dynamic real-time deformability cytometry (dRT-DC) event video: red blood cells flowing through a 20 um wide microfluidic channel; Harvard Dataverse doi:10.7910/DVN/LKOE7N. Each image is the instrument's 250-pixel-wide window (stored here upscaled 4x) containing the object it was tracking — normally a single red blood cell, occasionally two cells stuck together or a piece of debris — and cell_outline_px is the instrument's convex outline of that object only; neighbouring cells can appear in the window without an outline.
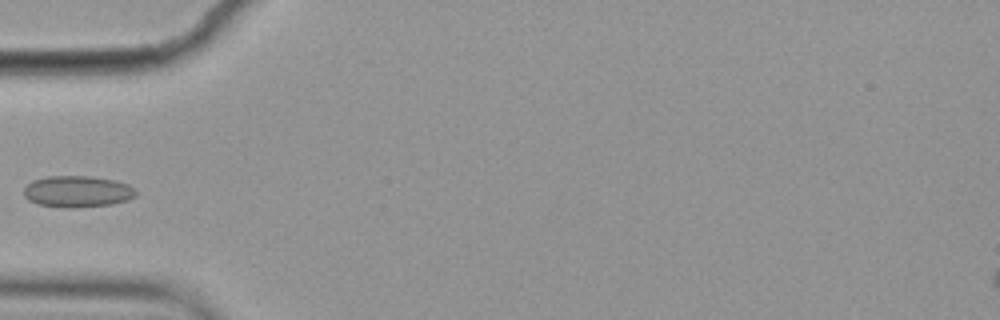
{"species": "common noctule bat (a hibernating species)", "species_latin": "Nyctalus noctula", "temperature_condition": "cold", "stored_images_in_passage": 9, "camera_frame_rate_fps": 3000, "um_per_image_px": 0.085, "animal": {"sex": "female", "body_mass_g": 19.9}, "frame": {"image": 1, "passage_image": 4, "time_ms": 1.0, "image_size_px": [1000, 320], "cell_outline_px": [[136, 196], [128, 200], [112, 204], [72, 208], [40, 204], [28, 200], [24, 196], [24, 188], [32, 180], [48, 176], [92, 176], [116, 180], [128, 184], [136, 188]], "centroid_in_image_um": [6.62, 16.26], "position_along_channel_um": 78.4, "area_um2": 20.63}}
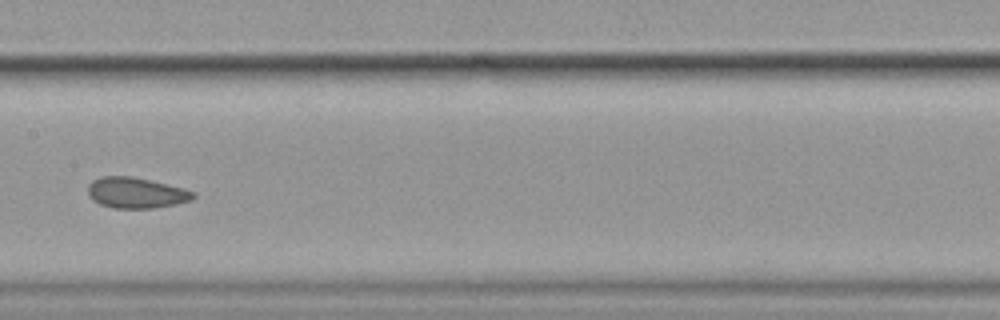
{"frame": {"image": 2, "passage_image": 7, "time_ms": 2.0, "image_size_px": [1000, 320], "cell_outline_px": [[196, 196], [192, 200], [176, 204], [156, 208], [112, 208], [100, 204], [92, 200], [88, 196], [88, 184], [92, 180], [100, 176], [132, 176], [184, 188], [196, 192]], "centroid_in_image_um": [11.56, 16.39], "position_along_channel_um": 195.8, "area_um2": 19.13}}
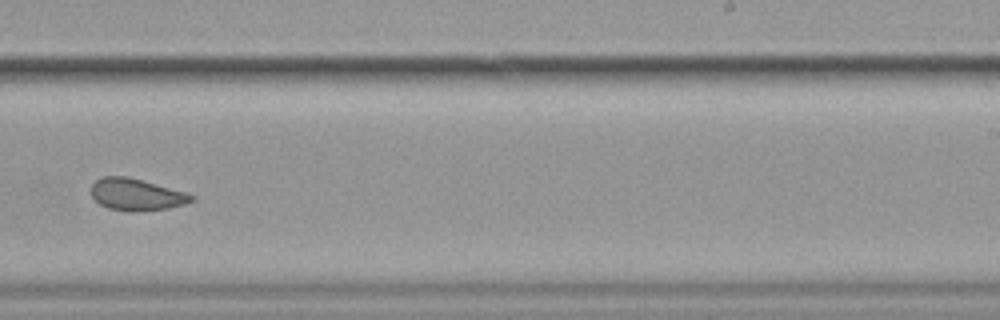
{"frame": {"image": 3, "passage_image": 9, "time_ms": 2.667, "image_size_px": [1000, 320], "cell_outline_px": [[196, 196], [192, 200], [184, 204], [168, 208], [136, 212], [128, 212], [108, 208], [100, 204], [92, 196], [92, 184], [96, 180], [104, 176], [128, 176], [188, 192]], "centroid_in_image_um": [11.62, 16.53], "position_along_channel_um": 277.4, "area_um2": 18.79}}